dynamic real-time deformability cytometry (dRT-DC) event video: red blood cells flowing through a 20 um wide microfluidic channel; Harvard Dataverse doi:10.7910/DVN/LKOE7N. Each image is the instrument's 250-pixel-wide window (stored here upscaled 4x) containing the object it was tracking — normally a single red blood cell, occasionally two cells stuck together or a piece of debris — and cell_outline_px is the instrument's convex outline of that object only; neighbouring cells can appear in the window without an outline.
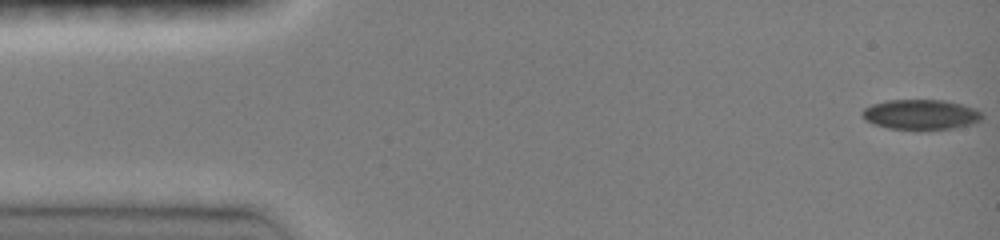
{"species": "common noctule bat (a hibernating species)", "species_latin": "Nyctalus noctula", "temperature_condition": "room temperature", "stored_images_in_passage": 42, "camera_frame_rate_fps": 3000, "um_per_image_px": 0.085, "animal": {"sex": "female", "body_mass_g": 19.0, "forearm_length_mm": 51.5}, "frame": {"image": 1, "passage_image": 1, "time_ms": 0.0, "image_size_px": [1000, 240], "cell_outline_px": [[984, 116], [980, 120], [972, 124], [952, 128], [920, 132], [916, 132], [888, 128], [872, 124], [864, 120], [860, 112], [864, 108], [872, 104], [888, 100], [944, 100], [976, 108]], "centroid_in_image_um": [78.23, 9.77], "position_along_channel_um": 6.8, "area_um2": 21.73}}
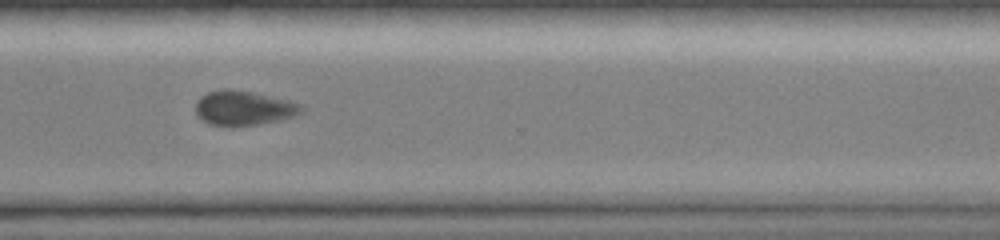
{"frame": {"image": 2, "passage_image": 35, "time_ms": 11.333, "image_size_px": [1000, 240], "cell_outline_px": [[304, 112], [296, 116], [280, 120], [260, 124], [232, 128], [208, 124], [196, 112], [196, 100], [200, 96], [208, 92], [224, 88], [252, 92], [288, 100], [300, 104], [304, 108]], "centroid_in_image_um": [20.72, 9.21], "position_along_channel_um": 349.9, "area_um2": 21.68}}
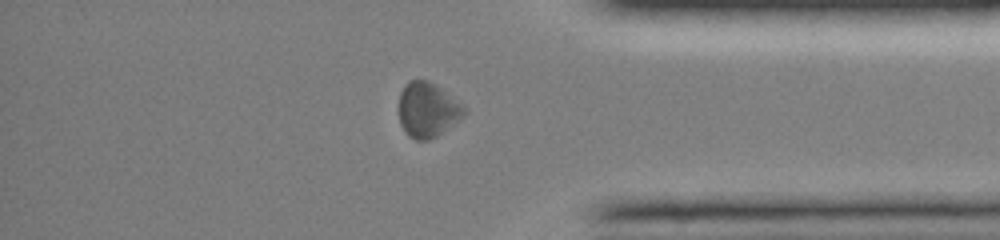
{"frame": {"image": 3, "passage_image": 39, "time_ms": 12.667, "image_size_px": [1000, 240], "cell_outline_px": [[468, 112], [464, 116], [436, 136], [428, 140], [416, 140], [408, 136], [400, 124], [396, 108], [400, 92], [408, 80], [428, 80], [436, 84], [464, 104], [468, 108]], "centroid_in_image_um": [36.33, 9.31], "position_along_channel_um": 398.9, "area_um2": 21.5}}